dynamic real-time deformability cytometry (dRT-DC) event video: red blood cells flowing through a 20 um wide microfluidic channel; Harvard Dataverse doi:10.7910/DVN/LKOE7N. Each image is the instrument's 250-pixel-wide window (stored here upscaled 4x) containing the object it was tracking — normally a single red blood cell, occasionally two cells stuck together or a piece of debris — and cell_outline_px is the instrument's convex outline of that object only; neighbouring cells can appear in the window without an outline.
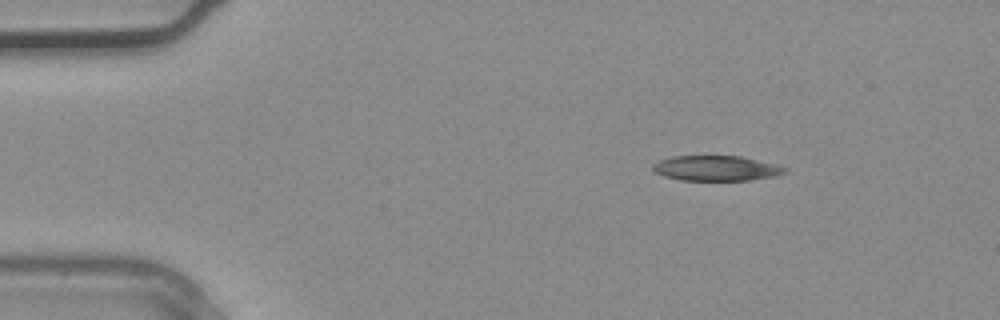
{"species": "common noctule bat (a hibernating species)", "species_latin": "Nyctalus noctula", "temperature_condition": "warm", "stored_images_in_passage": 2, "camera_frame_rate_fps": 3000, "um_per_image_px": 0.085, "animal": {"sex": "male", "body_mass_g": 20.4}, "frame": {"image": 1, "passage_image": 1, "time_ms": 0.0, "image_size_px": [1000, 320], "cell_outline_px": [[788, 172], [776, 176], [748, 180], [680, 180], [664, 176], [656, 172], [652, 168], [652, 164], [660, 160], [672, 156], [740, 156], [776, 164], [788, 168]], "centroid_in_image_um": [60.9, 14.3], "position_along_channel_um": 24.1, "area_um2": 19.36}}